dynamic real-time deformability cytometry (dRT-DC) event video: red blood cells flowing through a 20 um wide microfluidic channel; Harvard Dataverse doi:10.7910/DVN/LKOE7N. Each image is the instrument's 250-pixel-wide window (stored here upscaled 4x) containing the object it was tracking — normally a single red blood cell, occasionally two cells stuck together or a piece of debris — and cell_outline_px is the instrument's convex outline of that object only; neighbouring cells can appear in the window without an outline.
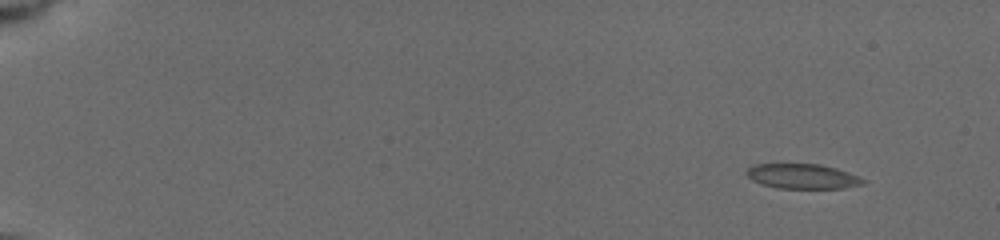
{"species": "common noctule bat (a hibernating species)", "species_latin": "Nyctalus noctula", "temperature_condition": "cold", "stored_images_in_passage": 6, "camera_frame_rate_fps": 3000, "um_per_image_px": 0.085, "animal": {"sex": "female", "body_mass_g": 19.5, "forearm_length_mm": 54.1}, "frame": {"image": 1, "passage_image": 1, "time_ms": 0.0, "image_size_px": [1000, 240], "cell_outline_px": [[868, 180], [864, 184], [844, 188], [776, 188], [752, 180], [744, 172], [752, 164], [820, 164], [836, 168], [860, 176]], "centroid_in_image_um": [68.25, 14.98], "position_along_channel_um": 16.8, "area_um2": 16.99}}
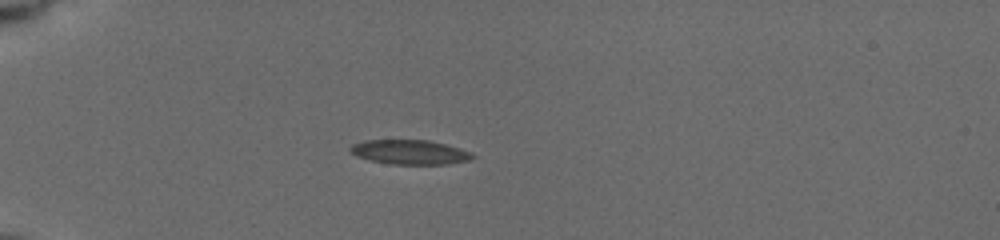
{"frame": {"image": 2, "passage_image": 6, "time_ms": 4.0, "image_size_px": [1000, 240], "cell_outline_px": [[476, 156], [468, 160], [448, 164], [392, 164], [368, 160], [356, 156], [348, 148], [352, 144], [364, 140], [428, 140], [460, 148], [472, 152]], "centroid_in_image_um": [34.82, 12.93], "position_along_channel_um": 50.2, "area_um2": 17.46}}